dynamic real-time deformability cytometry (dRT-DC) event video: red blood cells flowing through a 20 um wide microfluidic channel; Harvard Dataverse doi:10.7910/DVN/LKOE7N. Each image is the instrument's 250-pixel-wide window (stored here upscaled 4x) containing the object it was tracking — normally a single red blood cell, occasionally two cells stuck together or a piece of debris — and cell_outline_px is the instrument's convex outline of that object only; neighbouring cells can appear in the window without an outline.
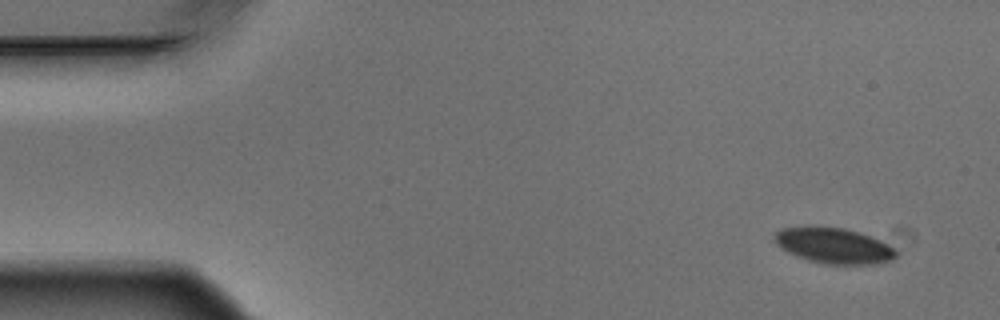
{"species": "Egyptian fruit bat (a non-hibernating species)", "species_latin": "Rousettus aegyptiacus", "temperature_condition": "warm", "stored_images_in_passage": 8, "camera_frame_rate_fps": 3000, "um_per_image_px": 0.085, "animal": {"sex": "male"}, "frame": {"image": 1, "passage_image": 1, "time_ms": 0.0, "image_size_px": [1000, 320], "cell_outline_px": [[896, 256], [892, 260], [872, 264], [824, 264], [808, 260], [796, 256], [780, 248], [776, 244], [776, 232], [784, 228], [808, 224], [844, 228], [860, 232], [880, 240], [892, 248], [896, 252]], "centroid_in_image_um": [70.83, 20.85], "position_along_channel_um": 14.2, "area_um2": 25.43}}
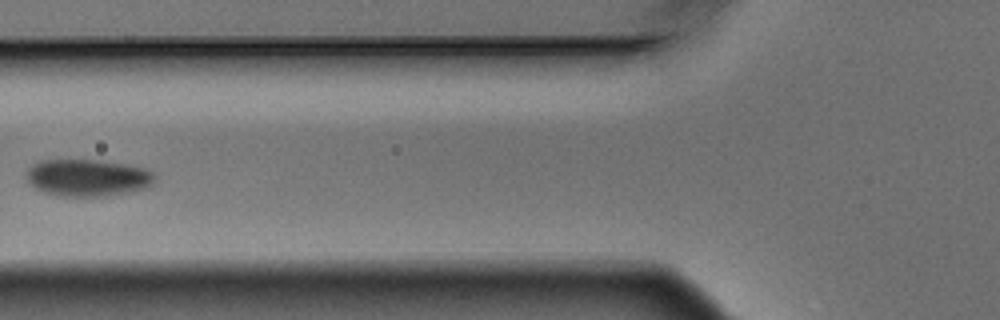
{"frame": {"image": 2, "passage_image": 6, "time_ms": 1.667, "image_size_px": [1000, 320], "cell_outline_px": [[156, 176], [152, 184], [148, 188], [104, 196], [56, 196], [44, 192], [36, 188], [24, 176], [28, 168], [32, 164], [40, 160], [96, 160], [124, 164], [144, 168], [152, 172]], "centroid_in_image_um": [7.43, 15.1], "position_along_channel_um": 118.4, "area_um2": 27.69}}
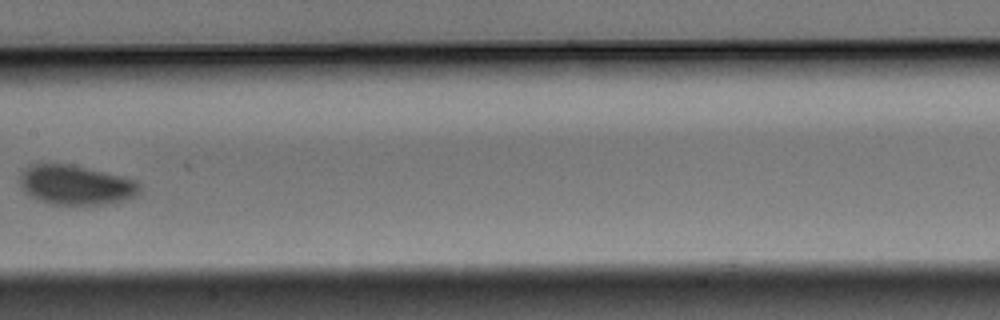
{"frame": {"image": 3, "passage_image": 8, "time_ms": 2.333, "image_size_px": [1000, 320], "cell_outline_px": [[140, 192], [136, 196], [124, 200], [104, 204], [52, 204], [40, 200], [24, 192], [20, 188], [20, 176], [24, 168], [28, 164], [72, 164], [124, 176], [136, 180], [140, 184]], "centroid_in_image_um": [6.45, 15.7], "position_along_channel_um": 200.9, "area_um2": 27.8}}